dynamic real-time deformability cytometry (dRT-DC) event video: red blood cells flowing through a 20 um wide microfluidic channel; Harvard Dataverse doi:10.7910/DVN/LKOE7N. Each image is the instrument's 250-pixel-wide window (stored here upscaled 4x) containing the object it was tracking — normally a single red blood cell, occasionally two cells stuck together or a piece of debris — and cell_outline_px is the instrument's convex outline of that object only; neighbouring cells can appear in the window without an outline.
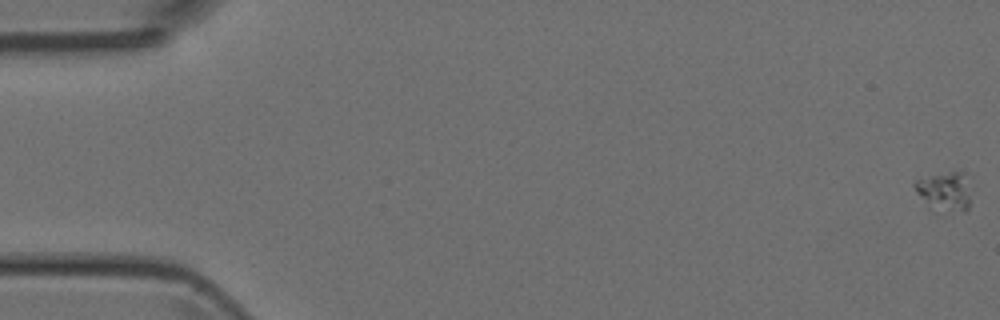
{"species": "Egyptian fruit bat (a non-hibernating species)", "species_latin": "Rousettus aegyptiacus", "temperature_condition": "room temperature", "stored_images_in_passage": 51, "segment_of_instrument_passage": [1, 2], "camera_frame_rate_fps": 3000, "um_per_image_px": 0.085, "animal": {"sex": "female"}, "frame": {"image": 1, "passage_image": 1, "time_ms": 0.0, "image_size_px": [1000, 320], "cell_outline_px": [[968, 208], [964, 212], [928, 208], [916, 192], [912, 184], [916, 180], [960, 168], [964, 172], [968, 196]], "centroid_in_image_um": [80.25, 16.24], "position_along_channel_um": 4.8, "area_um2": 12.66}}
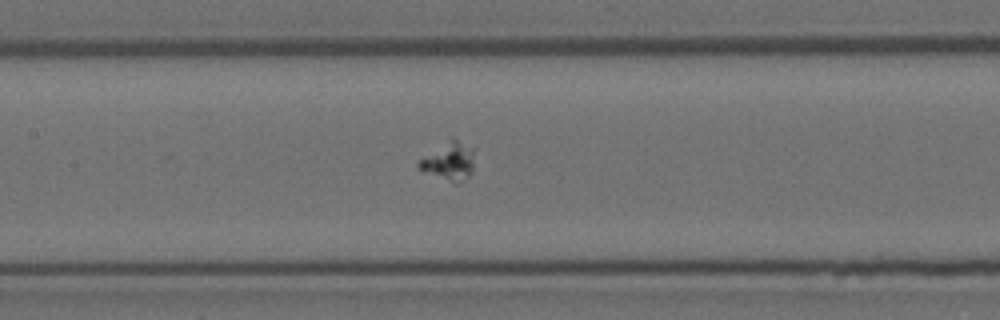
{"frame": {"image": 2, "passage_image": 24, "time_ms": 7.667, "image_size_px": [1000, 320], "cell_outline_px": [[472, 172], [468, 176], [456, 184], [452, 184], [424, 172], [416, 164], [420, 160], [452, 136], [472, 148]], "centroid_in_image_um": [38.15, 13.73], "position_along_channel_um": 169.3, "area_um2": 12.25}}
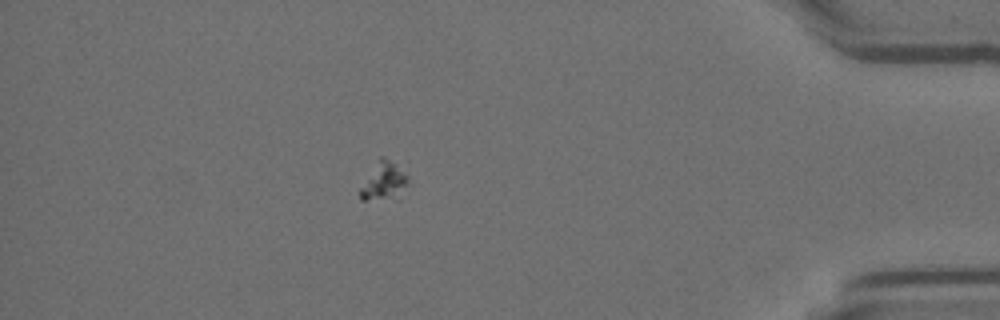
{"frame": {"image": 3, "passage_image": 44, "time_ms": 14.333, "image_size_px": [1000, 320], "cell_outline_px": [[408, 180], [400, 200], [360, 200], [360, 188], [380, 156], [384, 156], [408, 176]], "centroid_in_image_um": [32.64, 15.48], "position_along_channel_um": 402.6, "area_um2": 10.64}}